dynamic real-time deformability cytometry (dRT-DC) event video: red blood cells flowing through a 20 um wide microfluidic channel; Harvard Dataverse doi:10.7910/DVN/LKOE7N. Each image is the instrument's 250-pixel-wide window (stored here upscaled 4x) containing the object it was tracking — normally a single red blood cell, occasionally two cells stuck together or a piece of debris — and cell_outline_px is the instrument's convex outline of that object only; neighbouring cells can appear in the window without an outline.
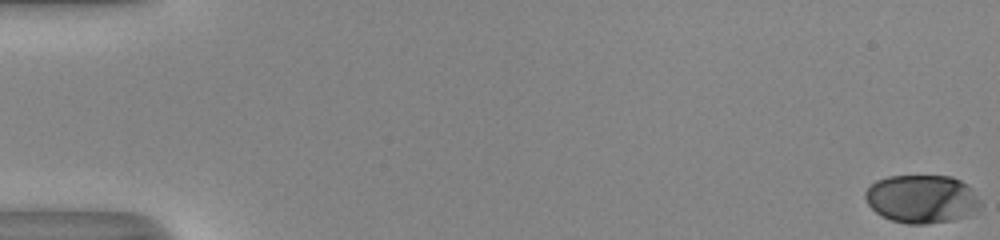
{"species": "human", "species_latin": "Homo sapiens", "temperature_condition": "room temperature", "stored_images_in_passage": 53, "camera_frame_rate_fps": 3000, "um_per_image_px": 0.085, "donor": {"sex": "male"}, "frame": {"image": 1, "passage_image": 1, "time_ms": 0.0, "image_size_px": [1000, 240], "cell_outline_px": [[984, 204], [968, 216], [952, 220], [924, 224], [908, 224], [892, 220], [876, 212], [868, 204], [864, 196], [864, 192], [876, 180], [888, 176], [952, 176], [968, 184], [972, 188]], "centroid_in_image_um": [78.39, 16.9], "position_along_channel_um": 6.6, "area_um2": 32.6}}
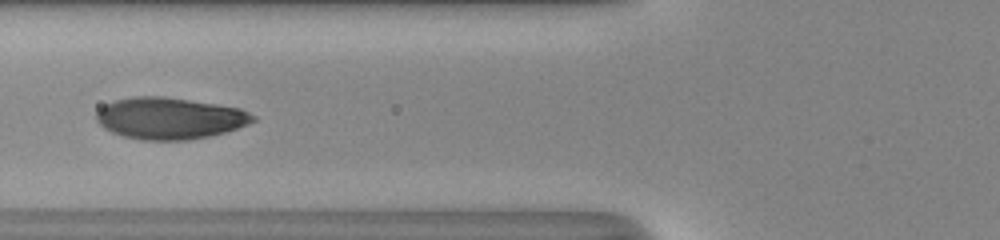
{"frame": {"image": 2, "passage_image": 23, "time_ms": 7.333, "image_size_px": [1000, 240], "cell_outline_px": [[256, 120], [248, 124], [224, 132], [208, 136], [188, 140], [140, 140], [124, 136], [112, 132], [104, 128], [96, 120], [96, 112], [104, 104], [116, 100], [132, 96], [164, 96], [216, 104], [240, 108], [256, 116]], "centroid_in_image_um": [14.4, 10.05], "position_along_channel_um": 111.4, "area_um2": 37.97}}
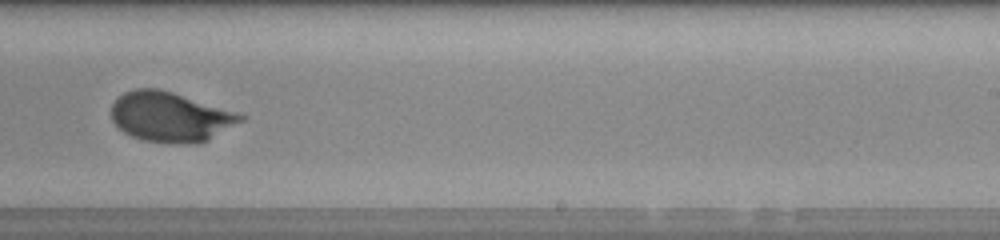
{"frame": {"image": 3, "passage_image": 35, "time_ms": 11.333, "image_size_px": [1000, 240], "cell_outline_px": [[248, 116], [244, 120], [208, 140], [192, 144], [176, 144], [144, 140], [132, 136], [124, 132], [112, 120], [112, 104], [124, 92], [136, 88], [156, 88], [172, 92], [236, 112]], "centroid_in_image_um": [14.49, 9.94], "position_along_channel_um": 274.5, "area_um2": 37.28}, "authors_computed_cell_mechanics": {"area_um2": 36.5296, "velocity_mm_per_s": 4.0915, "shape_relaxation_time_tau1_ms": 2.959, "shape_relaxation_time_tau2_ms": null, "deformation_change_tau1": 0.1598, "deformation_change_tau2": null}}